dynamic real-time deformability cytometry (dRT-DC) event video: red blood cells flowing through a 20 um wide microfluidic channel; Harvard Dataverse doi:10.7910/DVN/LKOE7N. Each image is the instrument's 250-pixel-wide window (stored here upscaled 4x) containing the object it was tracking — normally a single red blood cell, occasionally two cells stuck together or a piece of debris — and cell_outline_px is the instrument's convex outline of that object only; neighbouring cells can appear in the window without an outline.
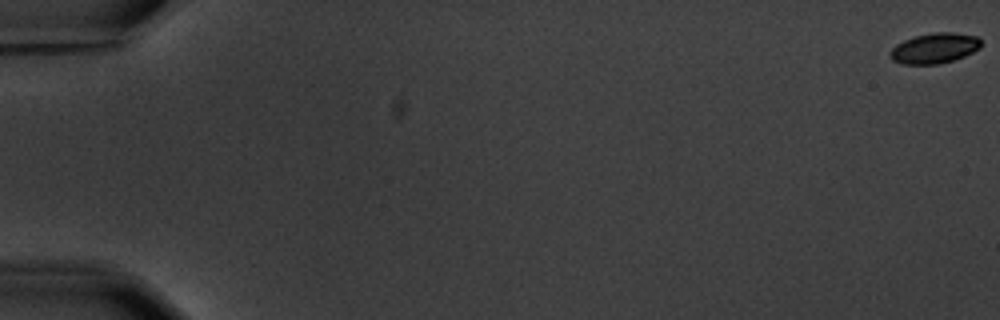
{"species": "common noctule bat (a hibernating species)", "species_latin": "Nyctalus noctula", "temperature_condition": "warm", "stored_images_in_passage": 16, "camera_frame_rate_fps": 3000, "um_per_image_px": 0.085, "animal": {"sex": "male", "body_mass_g": 20.1, "forearm_length_mm": 53.5}, "frame": {"image": 1, "passage_image": 1, "time_ms": 0.0, "image_size_px": [1000, 320], "cell_outline_px": [[980, 48], [964, 56], [940, 64], [904, 64], [892, 60], [888, 56], [888, 52], [896, 44], [904, 40], [916, 36], [932, 32], [952, 32], [976, 36], [980, 40]], "centroid_in_image_um": [79.39, 4.1], "position_along_channel_um": 5.6, "area_um2": 16.07}}
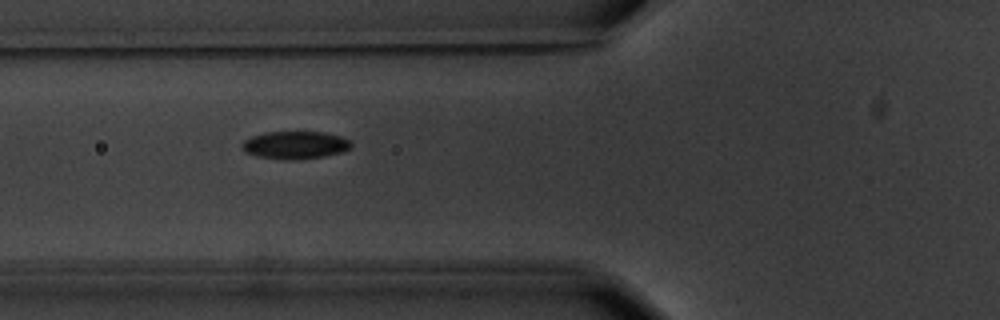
{"frame": {"image": 2, "passage_image": 7, "time_ms": 7.667, "image_size_px": [1000, 320], "cell_outline_px": [[352, 148], [344, 152], [324, 156], [296, 160], [284, 160], [256, 156], [244, 152], [240, 144], [244, 140], [252, 136], [264, 132], [324, 132], [340, 136], [348, 140], [352, 144]], "centroid_in_image_um": [25.07, 12.34], "position_along_channel_um": 100.7, "area_um2": 17.86}}
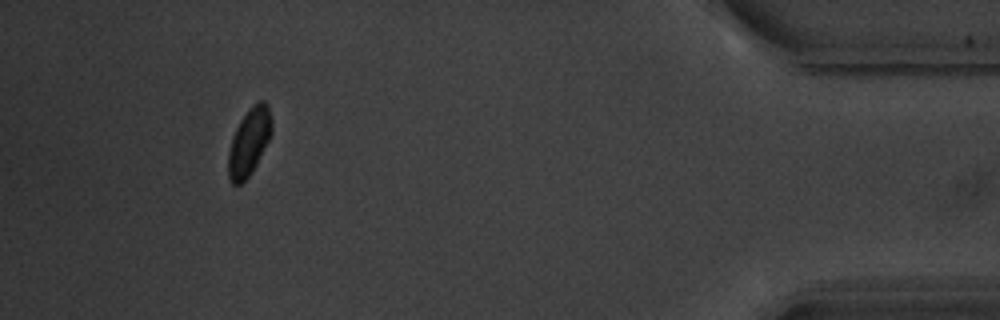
{"frame": {"image": 3, "passage_image": 15, "time_ms": 18.0, "image_size_px": [1000, 320], "cell_outline_px": [[272, 132], [256, 164], [248, 176], [240, 184], [232, 184], [228, 180], [228, 152], [232, 136], [240, 120], [248, 108], [252, 104], [260, 100], [264, 100], [268, 104], [272, 120]], "centroid_in_image_um": [21.16, 12.02], "position_along_channel_um": 414.0, "area_um2": 17.05}, "authors_computed_cell_mechanics": {"area_um2": 17.051, "velocity_mm_per_s": 3.5694, "shape_relaxation_time_tau1_ms": 0.9472, "shape_relaxation_time_tau2_ms": null, "deformation_change_tau1": 0.0718, "deformation_change_tau2": null}}